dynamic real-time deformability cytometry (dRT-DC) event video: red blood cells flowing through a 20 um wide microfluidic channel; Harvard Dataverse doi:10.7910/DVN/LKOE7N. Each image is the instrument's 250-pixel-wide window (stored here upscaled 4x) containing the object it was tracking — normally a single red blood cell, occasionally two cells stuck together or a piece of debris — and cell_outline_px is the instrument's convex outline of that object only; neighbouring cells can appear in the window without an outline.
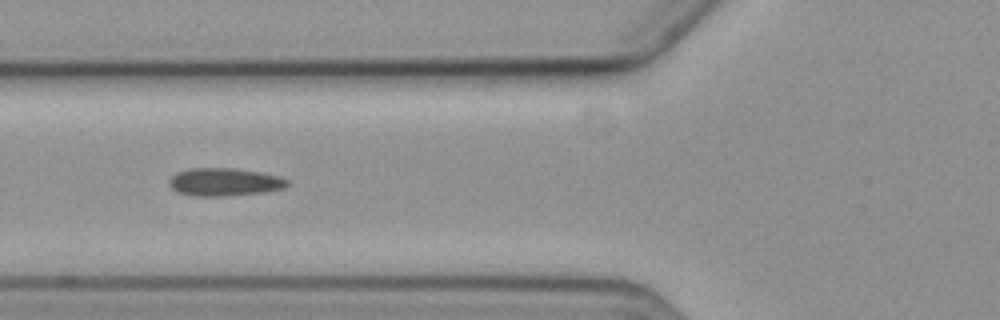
{"species": "common noctule bat (a hibernating species)", "species_latin": "Nyctalus noctula", "temperature_condition": "cold", "stored_images_in_passage": 7, "camera_frame_rate_fps": 3000, "um_per_image_px": 0.085, "animal": {"sex": "female", "body_mass_g": 19.3, "forearm_length_mm": 54.1}, "frame": {"image": 1, "passage_image": 6, "time_ms": 6.0, "image_size_px": [1000, 320], "cell_outline_px": [[288, 184], [284, 188], [264, 192], [224, 196], [196, 196], [180, 192], [172, 188], [168, 184], [168, 180], [176, 172], [192, 168], [236, 168], [260, 172], [280, 176], [288, 180]], "centroid_in_image_um": [19.08, 15.46], "position_along_channel_um": 106.7, "area_um2": 19.19}}
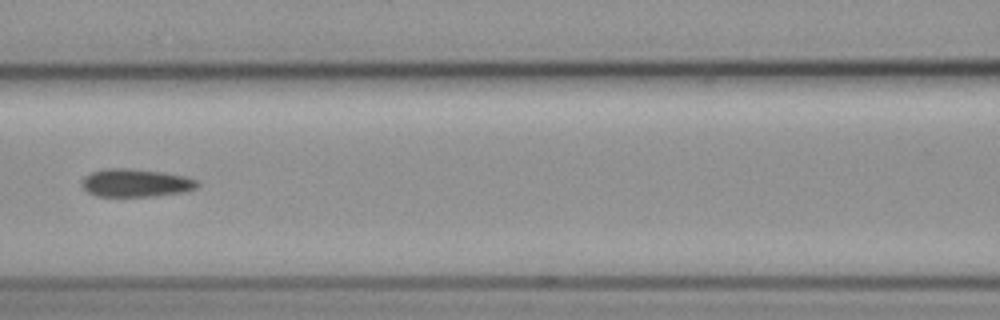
{"frame": {"image": 2, "passage_image": 7, "time_ms": 7.333, "image_size_px": [1000, 320], "cell_outline_px": [[200, 184], [196, 188], [184, 192], [156, 196], [96, 196], [88, 192], [80, 184], [84, 176], [92, 172], [104, 168], [132, 168], [164, 172], [188, 176], [196, 180]], "centroid_in_image_um": [11.55, 15.53], "position_along_channel_um": 155.0, "area_um2": 19.13}}